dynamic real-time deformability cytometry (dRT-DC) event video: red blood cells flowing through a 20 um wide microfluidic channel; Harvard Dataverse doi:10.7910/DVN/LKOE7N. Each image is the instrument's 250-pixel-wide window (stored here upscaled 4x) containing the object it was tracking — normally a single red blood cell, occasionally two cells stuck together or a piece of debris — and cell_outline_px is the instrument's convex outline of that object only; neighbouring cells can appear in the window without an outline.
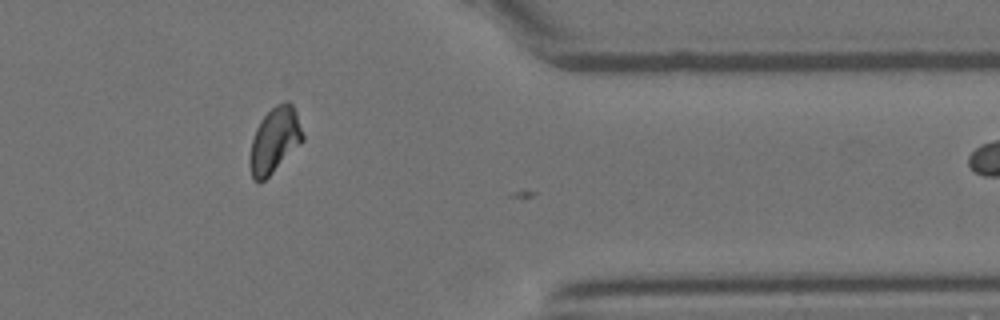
{"species": "Egyptian fruit bat (a non-hibernating species)", "species_latin": "Rousettus aegyptiacus", "temperature_condition": "room temperature", "stored_images_in_passage": 27, "camera_frame_rate_fps": 3000, "um_per_image_px": 0.085, "animal": {"sex": "female"}, "frame": {"image": 1, "passage_image": 26, "time_ms": 8.333, "image_size_px": [1000, 320], "cell_outline_px": [[304, 140], [260, 184], [252, 176], [248, 164], [248, 160], [252, 140], [256, 128], [260, 120], [276, 104], [284, 100], [288, 100], [292, 104], [296, 112], [304, 136]], "centroid_in_image_um": [23.33, 11.9], "position_along_channel_um": 388.1, "area_um2": 20.06}}